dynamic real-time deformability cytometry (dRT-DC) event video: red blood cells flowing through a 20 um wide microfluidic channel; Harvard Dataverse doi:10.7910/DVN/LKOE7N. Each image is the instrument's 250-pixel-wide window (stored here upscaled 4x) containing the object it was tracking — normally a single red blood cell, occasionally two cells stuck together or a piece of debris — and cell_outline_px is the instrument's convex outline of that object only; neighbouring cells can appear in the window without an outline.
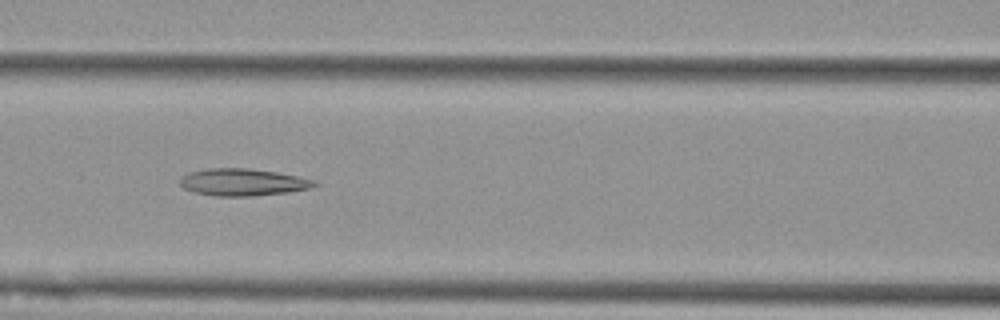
{"species": "Egyptian fruit bat (a non-hibernating species)", "species_latin": "Rousettus aegyptiacus", "temperature_condition": "cold", "stored_images_in_passage": 4, "camera_frame_rate_fps": 3000, "um_per_image_px": 0.085, "animal": {"sex": "female"}, "frame": {"image": 1, "passage_image": 3, "time_ms": 2.333, "image_size_px": [1000, 320], "cell_outline_px": [[320, 184], [308, 188], [288, 192], [256, 196], [216, 196], [196, 192], [184, 188], [180, 184], [180, 176], [188, 172], [208, 168], [248, 168], [276, 172], [316, 180]], "centroid_in_image_um": [20.63, 15.48], "position_along_channel_um": 146.0, "area_um2": 21.27}}
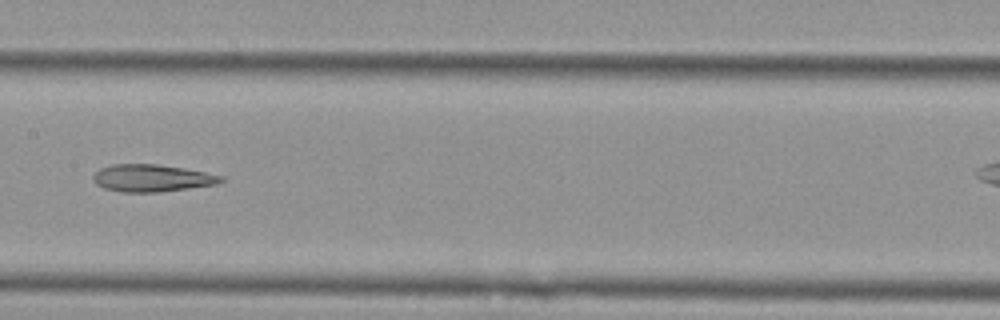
{"frame": {"image": 2, "passage_image": 4, "time_ms": 3.667, "image_size_px": [1000, 320], "cell_outline_px": [[224, 180], [216, 184], [160, 192], [120, 192], [104, 188], [96, 184], [92, 180], [92, 176], [100, 168], [112, 164], [156, 164], [184, 168], [224, 176]], "centroid_in_image_um": [12.88, 15.14], "position_along_channel_um": 194.5, "area_um2": 20.29}}